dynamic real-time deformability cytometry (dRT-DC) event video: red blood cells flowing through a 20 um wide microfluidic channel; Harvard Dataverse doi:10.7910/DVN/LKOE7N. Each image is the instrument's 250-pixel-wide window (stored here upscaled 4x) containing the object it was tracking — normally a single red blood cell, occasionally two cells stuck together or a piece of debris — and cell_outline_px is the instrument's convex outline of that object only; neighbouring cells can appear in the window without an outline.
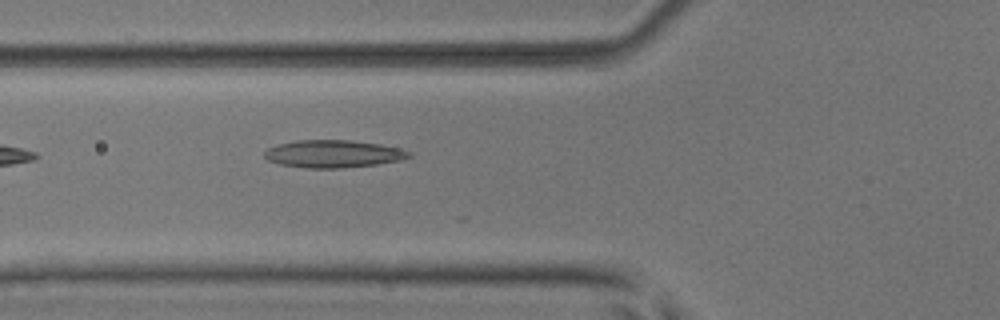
{"species": "common noctule bat (a hibernating species)", "species_latin": "Nyctalus noctula", "temperature_condition": "room temperature", "stored_images_in_passage": 4, "camera_frame_rate_fps": 3000, "um_per_image_px": 0.085, "animal": {"sex": "male", "body_mass_g": 17.9, "forearm_length_mm": 54.2}, "frame": {"image": 1, "passage_image": 4, "time_ms": 1.0, "image_size_px": [1000, 320], "cell_outline_px": [[412, 156], [404, 160], [376, 164], [340, 168], [304, 168], [280, 164], [268, 160], [264, 156], [264, 152], [268, 148], [276, 144], [296, 140], [352, 140], [380, 144], [412, 152]], "centroid_in_image_um": [28.32, 13.07], "position_along_channel_um": 97.5, "area_um2": 23.29}}